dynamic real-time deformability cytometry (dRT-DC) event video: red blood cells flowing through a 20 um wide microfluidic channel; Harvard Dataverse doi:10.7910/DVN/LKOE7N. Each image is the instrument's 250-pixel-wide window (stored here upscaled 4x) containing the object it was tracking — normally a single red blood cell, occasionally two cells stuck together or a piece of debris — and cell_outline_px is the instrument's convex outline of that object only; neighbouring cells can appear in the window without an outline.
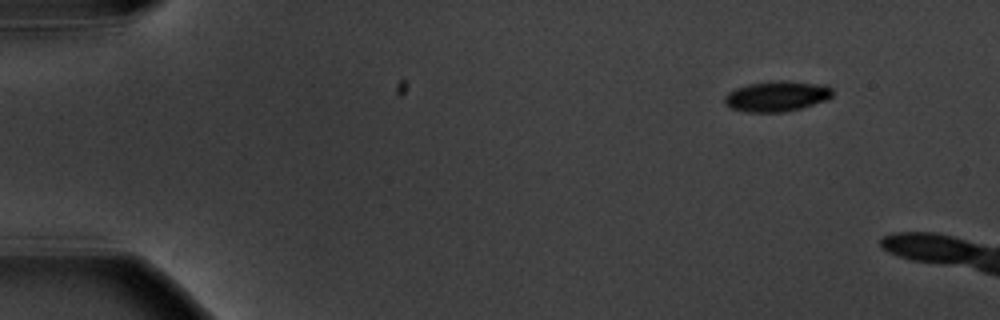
{"species": "common noctule bat (a hibernating species)", "species_latin": "Nyctalus noctula", "temperature_condition": "warm", "stored_images_in_passage": 5, "camera_frame_rate_fps": 3000, "um_per_image_px": 0.085, "animal": {"sex": "male", "body_mass_g": 20.1, "forearm_length_mm": 53.5}, "frame": {"image": 1, "passage_image": 1, "time_ms": 0.0, "image_size_px": [1000, 320], "cell_outline_px": [[832, 96], [828, 100], [800, 108], [784, 112], [748, 112], [732, 108], [724, 104], [724, 96], [728, 92], [736, 88], [748, 84], [776, 80], [784, 80], [820, 84], [832, 88]], "centroid_in_image_um": [66.02, 8.17], "position_along_channel_um": 19.0, "area_um2": 19.19}}
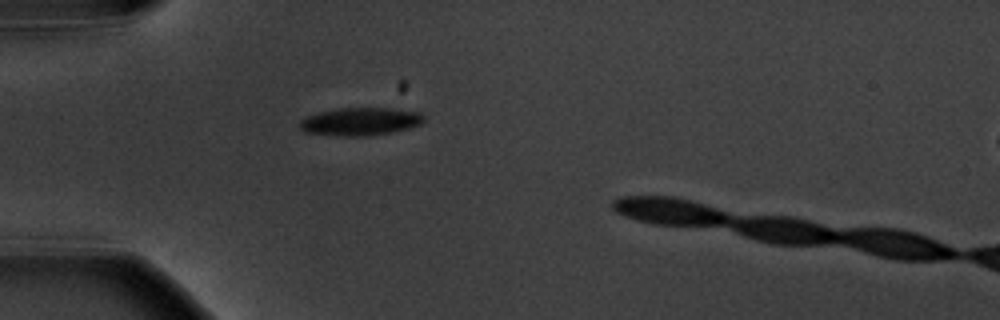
{"frame": {"image": 2, "passage_image": 4, "time_ms": 3.667, "image_size_px": [1000, 320], "cell_outline_px": [[424, 120], [420, 124], [408, 128], [392, 132], [364, 136], [344, 136], [304, 132], [300, 128], [300, 120], [308, 116], [320, 112], [340, 108], [388, 108], [420, 112], [424, 116]], "centroid_in_image_um": [30.63, 10.33], "position_along_channel_um": 54.4, "area_um2": 19.94}}